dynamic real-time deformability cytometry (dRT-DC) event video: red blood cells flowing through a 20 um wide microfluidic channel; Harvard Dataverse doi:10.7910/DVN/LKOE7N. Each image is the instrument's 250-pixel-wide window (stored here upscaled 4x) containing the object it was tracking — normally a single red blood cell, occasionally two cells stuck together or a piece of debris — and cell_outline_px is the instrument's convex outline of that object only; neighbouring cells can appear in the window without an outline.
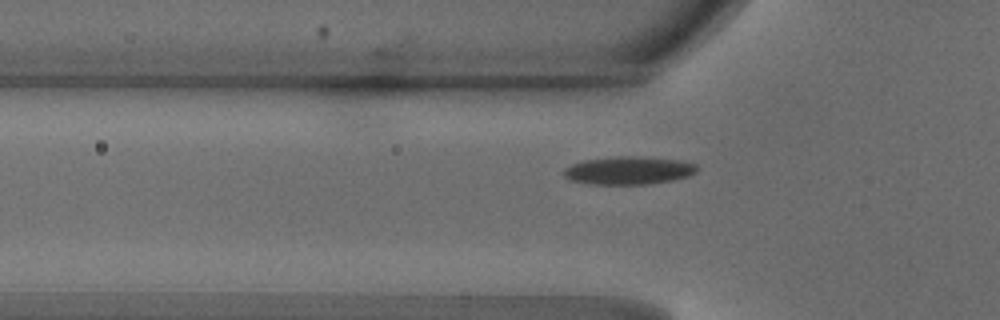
{"species": "common noctule bat (a hibernating species)", "species_latin": "Nyctalus noctula", "temperature_condition": "warm", "stored_images_in_passage": 30, "camera_frame_rate_fps": 3000, "um_per_image_px": 0.085, "animal": {"sex": "male", "body_mass_g": 18.8}, "frame": {"image": 1, "passage_image": 4, "time_ms": 1.0, "image_size_px": [1000, 320], "cell_outline_px": [[696, 172], [688, 176], [672, 180], [648, 184], [588, 184], [568, 180], [564, 176], [564, 168], [572, 164], [584, 160], [616, 156], [632, 156], [680, 160], [696, 164]], "centroid_in_image_um": [53.39, 14.49], "position_along_channel_um": 72.4, "area_um2": 21.68}}
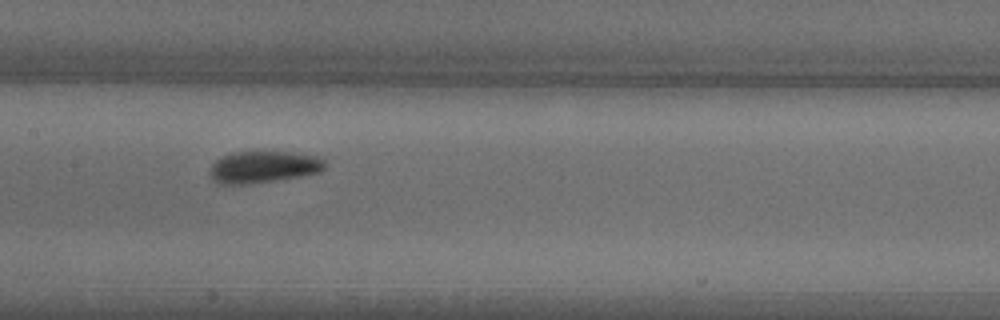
{"frame": {"image": 2, "passage_image": 12, "time_ms": 3.667, "image_size_px": [1000, 320], "cell_outline_px": [[324, 168], [320, 172], [300, 176], [252, 184], [220, 184], [212, 180], [208, 172], [212, 164], [216, 160], [232, 152], [288, 152], [324, 156]], "centroid_in_image_um": [22.39, 14.19], "position_along_channel_um": 185.0, "area_um2": 21.5}}
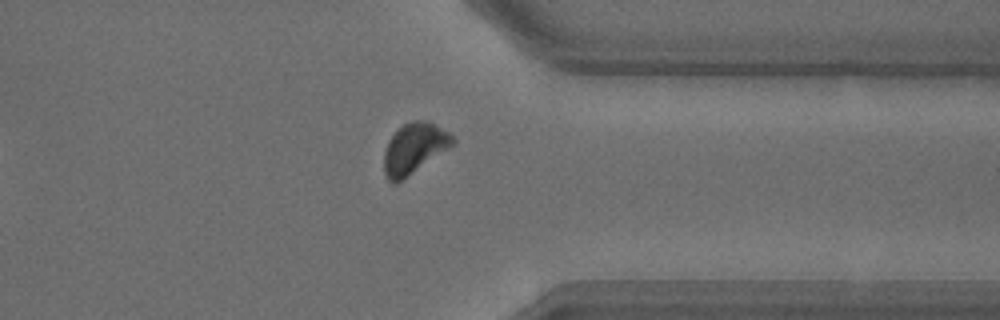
{"frame": {"image": 3, "passage_image": 26, "time_ms": 8.333, "image_size_px": [1000, 320], "cell_outline_px": [[456, 144], [396, 184], [392, 184], [388, 180], [384, 172], [384, 152], [388, 140], [404, 124], [412, 120], [428, 120], [448, 132], [456, 140]], "centroid_in_image_um": [35.22, 12.62], "position_along_channel_um": 376.2, "area_um2": 20.29}, "authors_computed_cell_mechanics": {"area_um2": 20.7502, "velocity_mm_per_s": 4.1916, "shape_relaxation_time_tau1_ms": 2.4607, "shape_relaxation_time_tau2_ms": 1.8591, "deformation_change_tau1": 0.1324, "deformation_change_tau2": 0.0725}}